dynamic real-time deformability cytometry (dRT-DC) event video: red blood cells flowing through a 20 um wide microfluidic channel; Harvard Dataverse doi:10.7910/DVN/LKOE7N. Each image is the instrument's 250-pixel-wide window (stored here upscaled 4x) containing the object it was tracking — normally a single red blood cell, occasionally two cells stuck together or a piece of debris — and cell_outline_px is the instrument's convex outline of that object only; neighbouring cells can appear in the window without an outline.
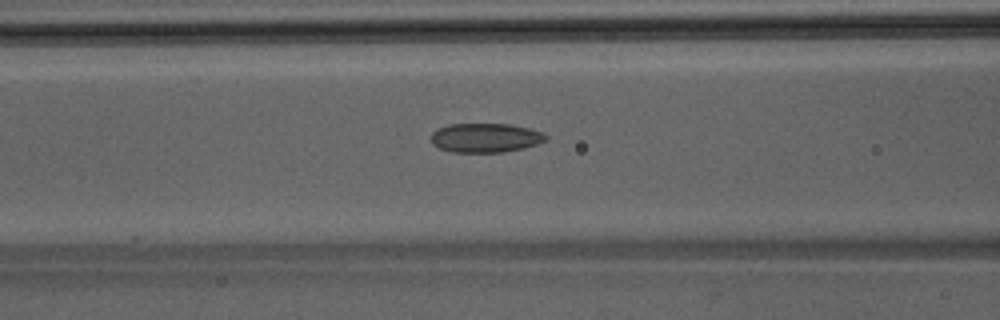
{"species": "Egyptian fruit bat (a non-hibernating species)", "species_latin": "Rousettus aegyptiacus", "temperature_condition": "room temperature", "stored_images_in_passage": 43, "camera_frame_rate_fps": 3000, "um_per_image_px": 0.085, "animal": {"sex": "male"}, "frame": {"image": 1, "passage_image": 15, "time_ms": 4.667, "image_size_px": [1000, 320], "cell_outline_px": [[548, 140], [524, 148], [504, 152], [452, 152], [440, 148], [432, 144], [432, 132], [436, 128], [448, 124], [508, 124], [528, 128], [544, 132], [548, 136]], "centroid_in_image_um": [41.27, 11.71], "position_along_channel_um": 125.3, "area_um2": 19.65}}
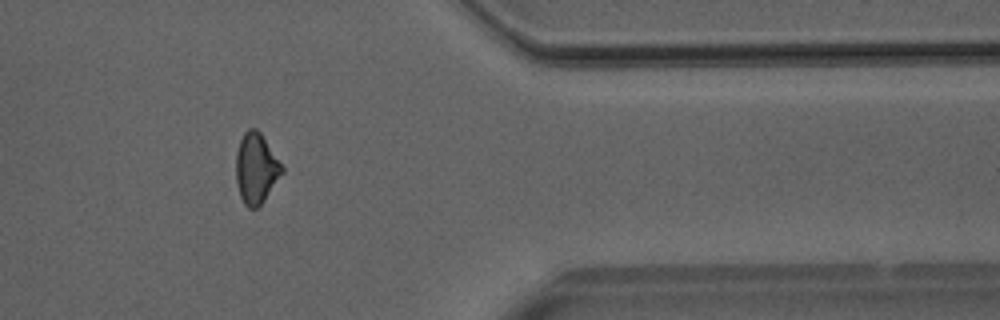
{"frame": {"image": 2, "passage_image": 35, "time_ms": 11.333, "image_size_px": [1000, 320], "cell_outline_px": [[284, 172], [264, 200], [256, 208], [248, 208], [244, 204], [240, 196], [236, 180], [236, 152], [240, 140], [244, 132], [248, 128], [256, 128], [260, 132], [284, 168]], "centroid_in_image_um": [21.76, 14.31], "position_along_channel_um": 389.6, "area_um2": 18.79}}
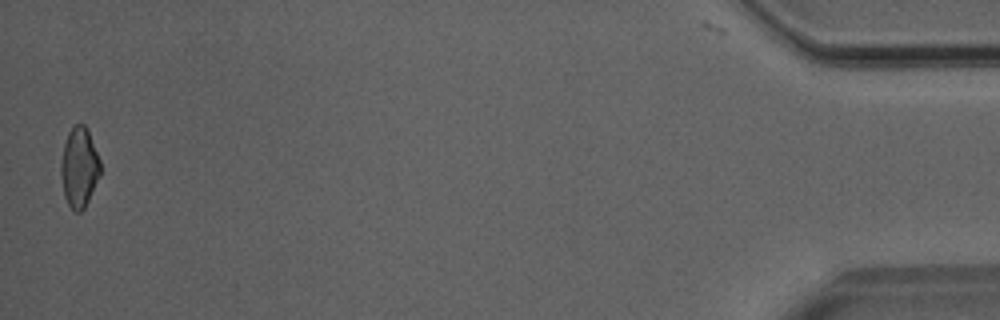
{"frame": {"image": 3, "passage_image": 43, "time_ms": 14.0, "image_size_px": [1000, 320], "cell_outline_px": [[100, 176], [84, 208], [80, 212], [76, 212], [68, 204], [64, 196], [60, 176], [60, 164], [64, 144], [68, 132], [76, 124], [84, 124], [88, 132], [100, 160]], "centroid_in_image_um": [6.72, 14.24], "position_along_channel_um": 428.5, "area_um2": 18.21}}